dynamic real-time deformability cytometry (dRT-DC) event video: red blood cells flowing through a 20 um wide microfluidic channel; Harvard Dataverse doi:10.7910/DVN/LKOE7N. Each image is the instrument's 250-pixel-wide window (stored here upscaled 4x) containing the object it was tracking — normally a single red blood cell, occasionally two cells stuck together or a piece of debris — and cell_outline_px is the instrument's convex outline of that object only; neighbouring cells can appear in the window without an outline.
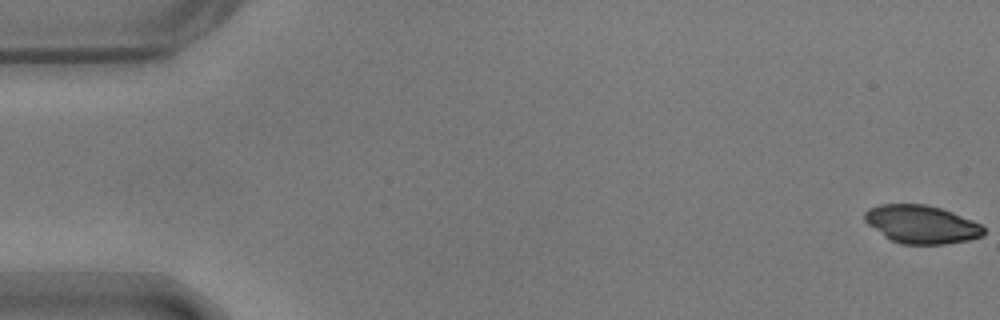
{"species": "common noctule bat (a hibernating species)", "species_latin": "Nyctalus noctula", "temperature_condition": "warm", "stored_images_in_passage": 55, "camera_frame_rate_fps": 3000, "um_per_image_px": 0.085, "animal": {"sex": "male", "body_mass_g": 17.9}, "frame": {"image": 1, "passage_image": 1, "time_ms": 0.0, "image_size_px": [1000, 320], "cell_outline_px": [[984, 236], [968, 240], [944, 244], [900, 244], [884, 236], [868, 224], [864, 220], [864, 212], [868, 208], [880, 204], [924, 204], [940, 208], [952, 212], [984, 224]], "centroid_in_image_um": [78.34, 19.06], "position_along_channel_um": 6.7, "area_um2": 26.59}}